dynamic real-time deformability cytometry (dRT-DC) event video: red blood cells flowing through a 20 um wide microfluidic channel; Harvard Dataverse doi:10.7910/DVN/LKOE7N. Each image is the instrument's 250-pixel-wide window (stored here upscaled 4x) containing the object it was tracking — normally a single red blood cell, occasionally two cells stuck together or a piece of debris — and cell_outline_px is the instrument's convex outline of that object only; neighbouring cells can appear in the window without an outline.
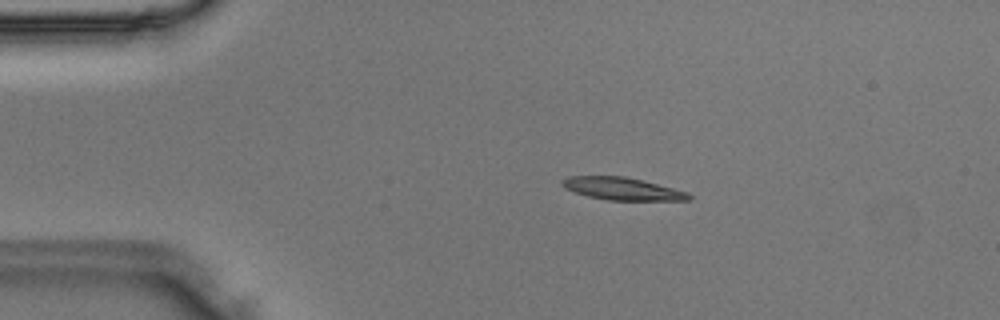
{"species": "Egyptian fruit bat (a non-hibernating species)", "species_latin": "Rousettus aegyptiacus", "temperature_condition": "room temperature", "stored_images_in_passage": 42, "camera_frame_rate_fps": 3000, "um_per_image_px": 0.085, "animal": {"sex": "male"}, "frame": {"image": 1, "passage_image": 3, "time_ms": 0.667, "image_size_px": [1000, 320], "cell_outline_px": [[692, 200], [608, 200], [588, 196], [564, 188], [560, 184], [560, 180], [568, 176], [624, 176], [644, 180], [688, 192], [692, 196]], "centroid_in_image_um": [52.89, 16.03], "position_along_channel_um": 32.1, "area_um2": 16.7}}
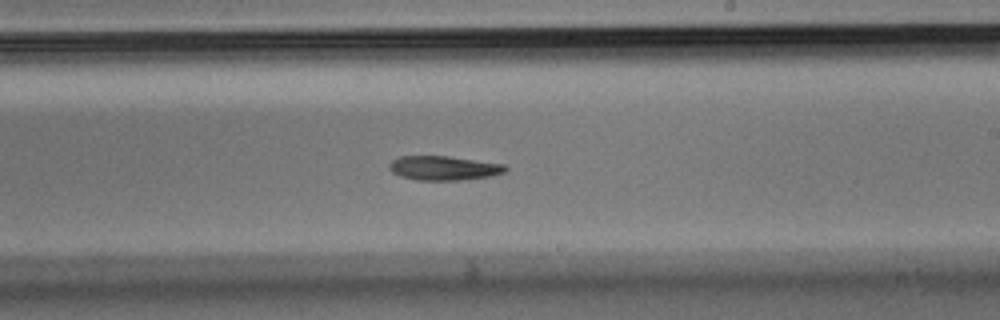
{"frame": {"image": 2, "passage_image": 22, "time_ms": 7.0, "image_size_px": [1000, 320], "cell_outline_px": [[508, 168], [504, 172], [492, 176], [460, 180], [416, 180], [400, 176], [392, 172], [388, 168], [388, 164], [392, 160], [400, 156], [448, 156], [504, 164]], "centroid_in_image_um": [37.69, 14.28], "position_along_channel_um": 251.3, "area_um2": 16.47}}
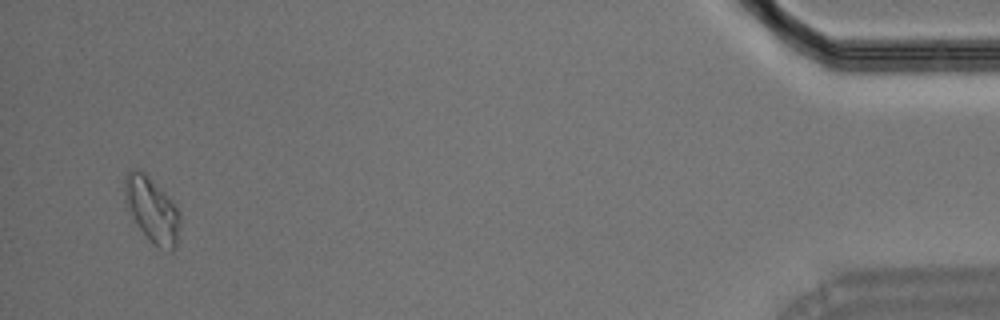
{"frame": {"image": 3, "passage_image": 40, "time_ms": 13.0, "image_size_px": [1000, 320], "cell_outline_px": [[180, 224], [176, 248], [172, 252], [168, 252], [160, 248], [140, 228], [128, 204], [124, 184], [124, 176], [132, 168], [140, 168], [176, 204], [180, 212]], "centroid_in_image_um": [12.98, 17.81], "position_along_channel_um": 422.2, "area_um2": 20.46}}